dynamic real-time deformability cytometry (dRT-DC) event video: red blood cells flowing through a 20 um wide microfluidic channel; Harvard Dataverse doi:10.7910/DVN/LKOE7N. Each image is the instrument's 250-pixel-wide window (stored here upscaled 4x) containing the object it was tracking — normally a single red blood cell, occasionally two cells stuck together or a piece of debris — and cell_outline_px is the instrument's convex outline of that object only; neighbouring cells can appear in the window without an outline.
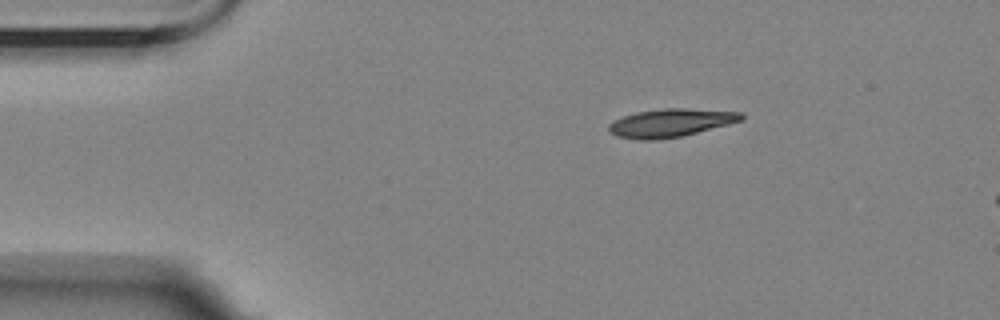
{"species": "Egyptian fruit bat (a non-hibernating species)", "species_latin": "Rousettus aegyptiacus", "temperature_condition": "room temperature", "stored_images_in_passage": 4, "camera_frame_rate_fps": 3000, "um_per_image_px": 0.085, "animal": {"sex": "female"}, "frame": {"image": 1, "passage_image": 1, "time_ms": 0.0, "image_size_px": [1000, 320], "cell_outline_px": [[744, 120], [680, 136], [656, 140], [640, 140], [616, 136], [608, 132], [608, 124], [624, 116], [636, 112], [664, 108], [684, 108], [740, 112], [744, 116]], "centroid_in_image_um": [56.97, 10.44], "position_along_channel_um": 28.0, "area_um2": 21.56}}